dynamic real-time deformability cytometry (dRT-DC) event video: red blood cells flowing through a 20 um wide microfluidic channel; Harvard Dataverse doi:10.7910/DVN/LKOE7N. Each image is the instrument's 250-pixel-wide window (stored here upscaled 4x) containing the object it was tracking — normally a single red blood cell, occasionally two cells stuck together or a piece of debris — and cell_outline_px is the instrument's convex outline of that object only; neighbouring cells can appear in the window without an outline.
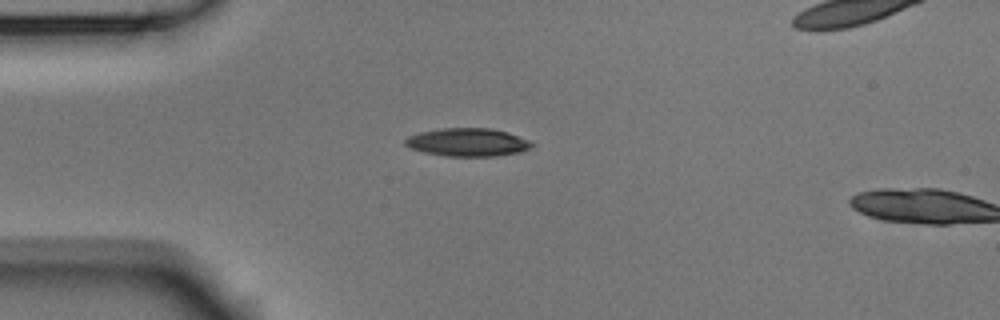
{"species": "Egyptian fruit bat (a non-hibernating species)", "species_latin": "Rousettus aegyptiacus", "temperature_condition": "room temperature", "stored_images_in_passage": 4, "camera_frame_rate_fps": 3000, "um_per_image_px": 0.085, "animal": {"sex": "male"}, "frame": {"image": 1, "passage_image": 3, "time_ms": 0.667, "image_size_px": [1000, 320], "cell_outline_px": [[536, 144], [532, 148], [520, 152], [496, 156], [444, 156], [424, 152], [412, 148], [404, 144], [404, 140], [408, 136], [420, 132], [444, 128], [492, 128], [508, 132], [532, 140]], "centroid_in_image_um": [39.82, 12.09], "position_along_channel_um": 45.2, "area_um2": 20.98}}